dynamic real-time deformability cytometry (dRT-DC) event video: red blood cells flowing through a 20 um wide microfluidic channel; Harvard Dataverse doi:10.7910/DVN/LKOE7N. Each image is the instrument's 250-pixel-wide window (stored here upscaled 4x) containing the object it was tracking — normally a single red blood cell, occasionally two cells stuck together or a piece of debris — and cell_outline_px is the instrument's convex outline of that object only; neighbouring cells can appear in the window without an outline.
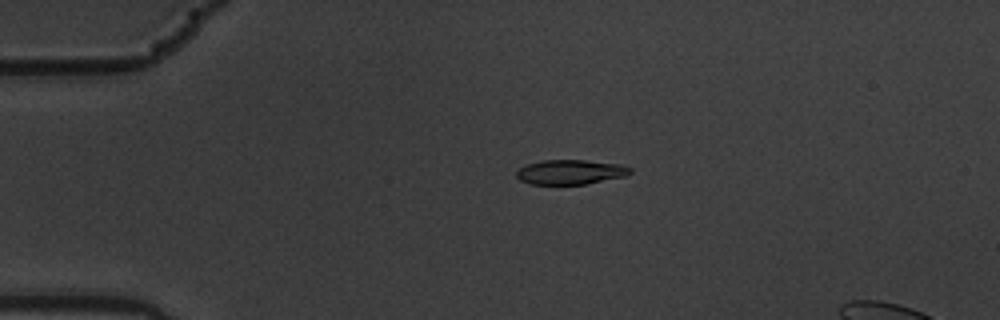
{"species": "common noctule bat (a hibernating species)", "species_latin": "Nyctalus noctula", "temperature_condition": "warm", "stored_images_in_passage": 6, "camera_frame_rate_fps": 3000, "um_per_image_px": 0.085, "animal": {"sex": "male", "body_mass_g": 19.5, "forearm_length_mm": 54.6}, "frame": {"image": 1, "passage_image": 4, "time_ms": 1.0, "image_size_px": [1000, 320], "cell_outline_px": [[632, 172], [624, 176], [584, 184], [532, 184], [520, 180], [516, 176], [516, 172], [520, 168], [528, 164], [544, 160], [584, 160], [620, 164], [632, 168]], "centroid_in_image_um": [48.49, 14.62], "position_along_channel_um": 36.5, "area_um2": 16.13}}